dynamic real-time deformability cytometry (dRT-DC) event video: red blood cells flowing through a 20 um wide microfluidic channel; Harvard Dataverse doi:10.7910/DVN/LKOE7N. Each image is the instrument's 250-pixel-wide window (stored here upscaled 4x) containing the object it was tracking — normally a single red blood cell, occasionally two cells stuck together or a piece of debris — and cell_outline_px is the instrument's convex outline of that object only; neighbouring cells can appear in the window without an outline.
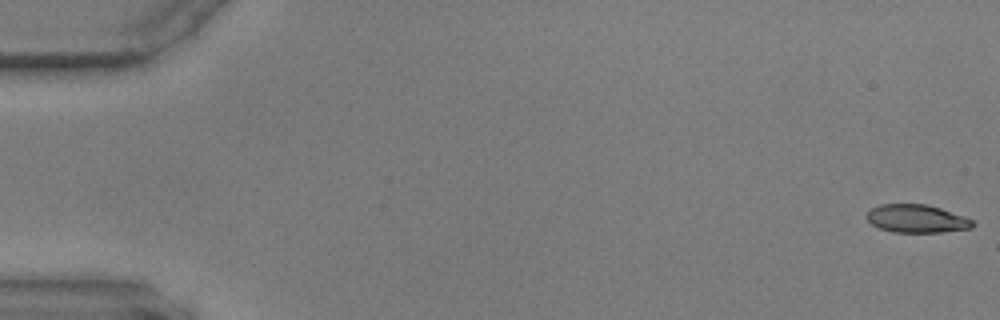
{"species": "common noctule bat (a hibernating species)", "species_latin": "Nyctalus noctula", "temperature_condition": "warm", "stored_images_in_passage": 58, "camera_frame_rate_fps": 3000, "um_per_image_px": 0.085, "animal": {"sex": "male", "body_mass_g": 17.9, "forearm_length_mm": 54.2}, "frame": {"image": 1, "passage_image": 1, "time_ms": 0.0, "image_size_px": [1000, 320], "cell_outline_px": [[976, 224], [972, 228], [940, 232], [892, 232], [880, 228], [872, 224], [864, 216], [872, 208], [880, 204], [928, 204], [964, 216], [972, 220]], "centroid_in_image_um": [77.92, 18.58], "position_along_channel_um": 7.1, "area_um2": 17.34}}
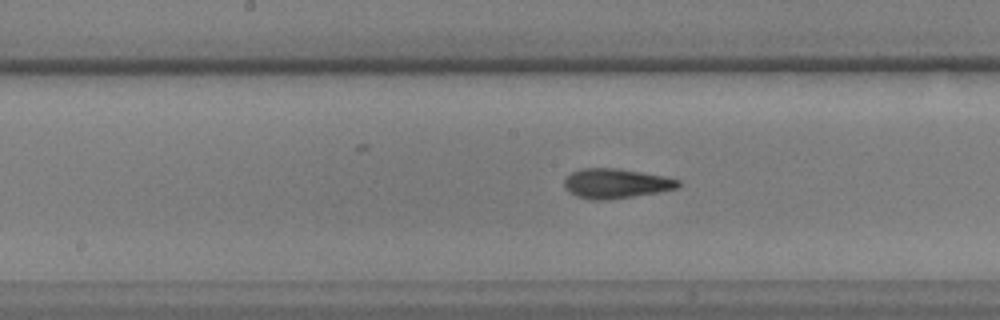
{"frame": {"image": 2, "passage_image": 30, "time_ms": 9.667, "image_size_px": [1000, 320], "cell_outline_px": [[680, 184], [676, 188], [656, 192], [608, 200], [592, 200], [576, 196], [564, 188], [564, 180], [572, 172], [580, 168], [616, 168], [664, 176], [680, 180]], "centroid_in_image_um": [52.31, 15.59], "position_along_channel_um": 195.9, "area_um2": 19.54}}
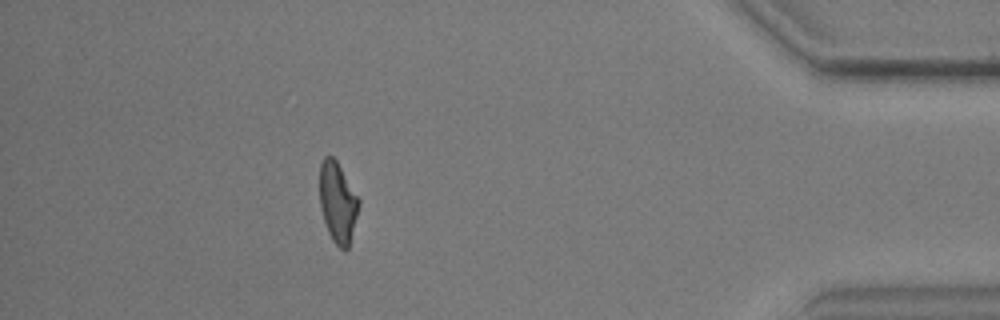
{"frame": {"image": 3, "passage_image": 52, "time_ms": 17.0, "image_size_px": [1000, 320], "cell_outline_px": [[360, 204], [348, 248], [344, 252], [332, 240], [328, 232], [320, 208], [320, 164], [324, 156], [332, 156], [336, 160], [360, 200]], "centroid_in_image_um": [28.7, 17.21], "position_along_channel_um": 406.5, "area_um2": 18.26}}